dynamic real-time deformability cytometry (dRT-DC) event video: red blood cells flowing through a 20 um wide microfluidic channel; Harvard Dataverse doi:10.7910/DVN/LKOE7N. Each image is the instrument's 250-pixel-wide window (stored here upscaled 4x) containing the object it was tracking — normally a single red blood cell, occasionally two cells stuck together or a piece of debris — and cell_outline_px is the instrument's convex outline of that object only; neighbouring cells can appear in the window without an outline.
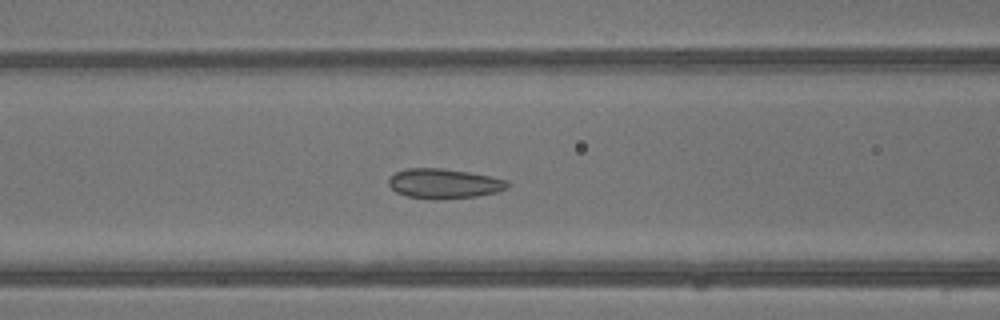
{"species": "common noctule bat (a hibernating species)", "species_latin": "Nyctalus noctula", "temperature_condition": "warm", "stored_images_in_passage": 42, "camera_frame_rate_fps": 3000, "um_per_image_px": 0.085, "animal": {"sex": "male", "body_mass_g": 13.3}, "frame": {"image": 1, "passage_image": 18, "time_ms": 5.667, "image_size_px": [1000, 320], "cell_outline_px": [[512, 184], [508, 188], [500, 192], [476, 196], [436, 200], [432, 200], [408, 196], [396, 192], [388, 184], [388, 180], [396, 172], [408, 168], [444, 168], [492, 176], [508, 180]], "centroid_in_image_um": [37.81, 15.61], "position_along_channel_um": 128.8, "area_um2": 20.92}}
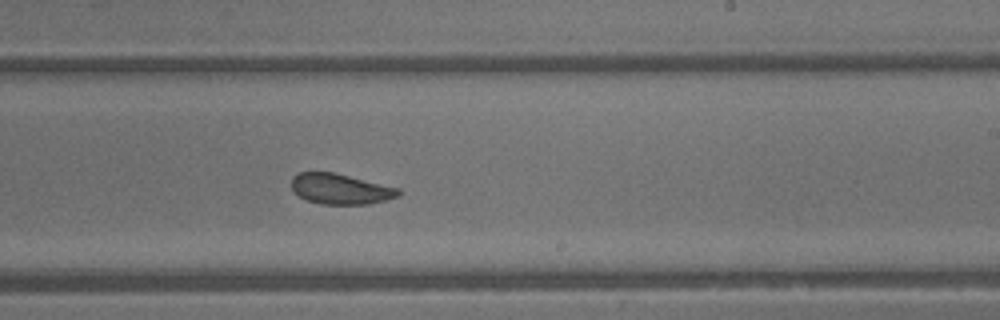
{"frame": {"image": 2, "passage_image": 26, "time_ms": 8.333, "image_size_px": [1000, 320], "cell_outline_px": [[400, 196], [388, 200], [368, 204], [320, 204], [304, 200], [292, 188], [292, 176], [296, 172], [332, 172], [400, 188]], "centroid_in_image_um": [28.94, 16.07], "position_along_channel_um": 260.1, "area_um2": 19.07}}
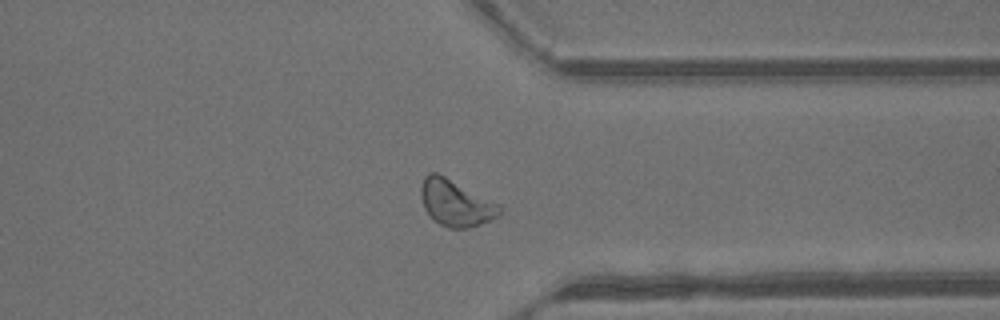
{"frame": {"image": 3, "passage_image": 33, "time_ms": 10.667, "image_size_px": [1000, 320], "cell_outline_px": [[504, 208], [496, 216], [480, 224], [468, 228], [448, 228], [440, 224], [424, 208], [420, 196], [420, 188], [424, 176], [428, 172], [436, 172], [500, 204]], "centroid_in_image_um": [38.72, 17.24], "position_along_channel_um": 372.7, "area_um2": 20.98}, "authors_computed_cell_mechanics": {"area_um2": 21.3282, "velocity_mm_per_s": 4.94, "shape_relaxation_time_tau1_ms": 2.7286, "shape_relaxation_time_tau2_ms": 0.9192, "deformation_change_tau1": 0.0782, "deformation_change_tau2": 0.0812}}